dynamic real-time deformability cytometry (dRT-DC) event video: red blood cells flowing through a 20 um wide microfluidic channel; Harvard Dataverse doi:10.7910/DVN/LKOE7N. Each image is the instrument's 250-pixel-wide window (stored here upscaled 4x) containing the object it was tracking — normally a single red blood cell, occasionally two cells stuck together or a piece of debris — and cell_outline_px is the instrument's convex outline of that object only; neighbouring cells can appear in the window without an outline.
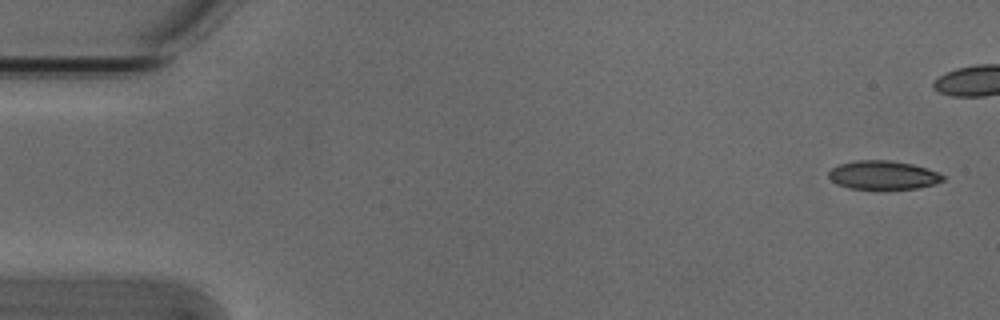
{"species": "Egyptian fruit bat (a non-hibernating species)", "species_latin": "Rousettus aegyptiacus", "temperature_condition": "cold", "stored_images_in_passage": 10, "segment_of_instrument_passage": [1, 2], "camera_frame_rate_fps": 3000, "um_per_image_px": 0.085, "animal": {"sex": "male"}, "frame": {"image": 1, "passage_image": 1, "time_ms": 0.0, "image_size_px": [1000, 320], "cell_outline_px": [[948, 176], [944, 180], [932, 184], [916, 188], [848, 188], [836, 184], [828, 176], [828, 172], [832, 168], [840, 164], [856, 160], [888, 160], [912, 164]], "centroid_in_image_um": [75.04, 14.87], "position_along_channel_um": 10.0, "area_um2": 18.79}}
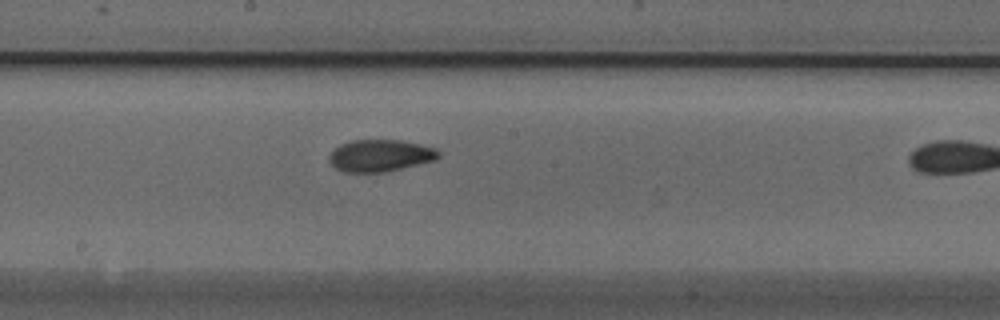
{"frame": {"image": 2, "passage_image": 9, "time_ms": 2.667, "image_size_px": [1000, 320], "cell_outline_px": [[440, 156], [436, 160], [384, 172], [344, 172], [336, 168], [328, 160], [328, 156], [340, 144], [352, 140], [400, 140], [420, 144], [436, 148], [440, 152]], "centroid_in_image_um": [32.33, 13.22], "position_along_channel_um": 215.9, "area_um2": 20.35}}